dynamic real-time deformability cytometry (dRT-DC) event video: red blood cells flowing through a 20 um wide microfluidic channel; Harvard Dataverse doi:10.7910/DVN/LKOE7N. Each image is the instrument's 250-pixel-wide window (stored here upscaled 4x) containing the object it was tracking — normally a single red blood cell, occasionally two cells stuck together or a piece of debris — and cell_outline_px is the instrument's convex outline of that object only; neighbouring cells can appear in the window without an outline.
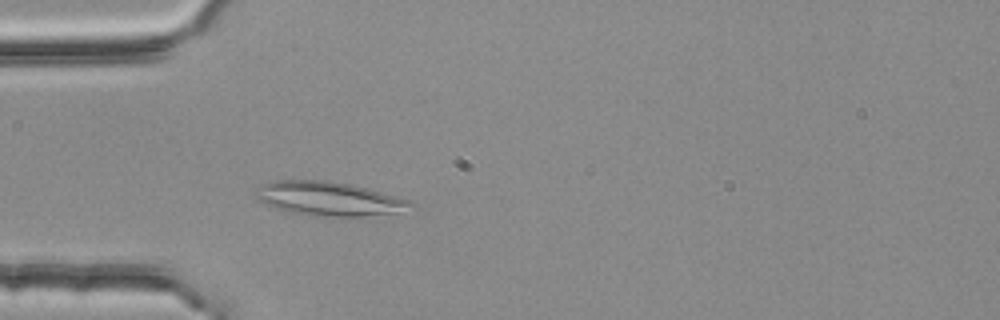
{"species": "common noctule bat (a hibernating species)", "species_latin": "Nyctalus noctula", "temperature_condition": "room temperature", "stored_images_in_passage": 48, "camera_frame_rate_fps": 3000, "um_per_image_px": 0.085, "animal": {"sex": "female", "body_mass_g": 25.1}, "frame": {"image": 1, "passage_image": 13, "time_ms": 4.0, "image_size_px": [1000, 320], "cell_outline_px": [[416, 208], [396, 212], [364, 216], [308, 216], [288, 212], [264, 204], [256, 196], [256, 192], [260, 184], [272, 180], [328, 180], [352, 184], [368, 188], [396, 196], [408, 200], [416, 204]], "centroid_in_image_um": [27.95, 16.89], "position_along_channel_um": 57.0, "area_um2": 30.98}}
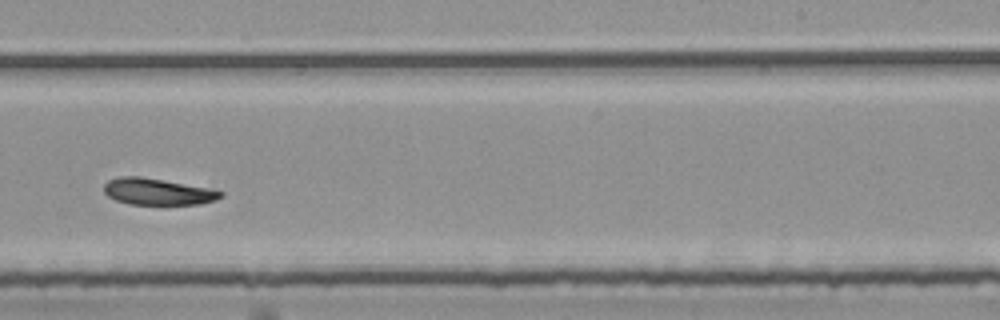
{"frame": {"image": 2, "passage_image": 31, "time_ms": 10.0, "image_size_px": [1000, 320], "cell_outline_px": [[224, 196], [216, 200], [200, 204], [128, 204], [116, 200], [108, 196], [104, 192], [104, 184], [108, 180], [120, 176], [140, 176], [212, 188], [224, 192]], "centroid_in_image_um": [13.43, 16.28], "position_along_channel_um": 275.6, "area_um2": 18.21}}
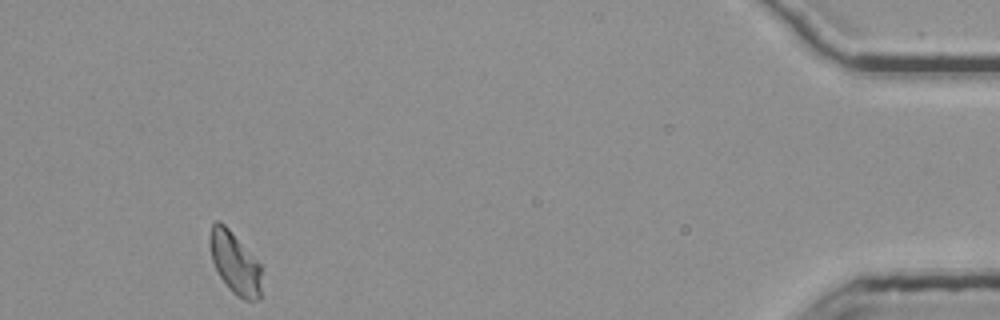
{"frame": {"image": 3, "passage_image": 48, "time_ms": 15.667, "image_size_px": [1000, 320], "cell_outline_px": [[260, 296], [256, 300], [244, 300], [236, 296], [228, 288], [220, 276], [212, 260], [208, 244], [208, 240], [212, 224], [216, 220], [220, 220], [228, 228], [260, 264]], "centroid_in_image_um": [19.92, 22.34], "position_along_channel_um": 415.3, "area_um2": 18.5}}